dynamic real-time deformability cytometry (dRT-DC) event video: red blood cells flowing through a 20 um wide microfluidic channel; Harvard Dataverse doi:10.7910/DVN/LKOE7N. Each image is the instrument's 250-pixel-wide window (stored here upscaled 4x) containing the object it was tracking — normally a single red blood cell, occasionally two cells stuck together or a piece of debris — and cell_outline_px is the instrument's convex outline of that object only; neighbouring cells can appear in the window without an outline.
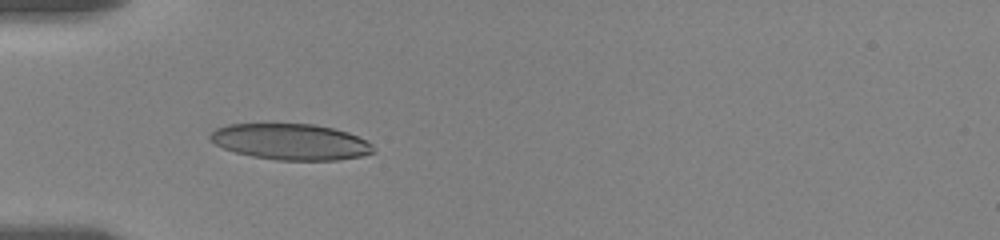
{"species": "human", "species_latin": "Homo sapiens", "temperature_condition": "room temperature", "stored_images_in_passage": 21, "camera_frame_rate_fps": 3000, "um_per_image_px": 0.085, "donor": {"sex": "female"}, "frame": {"image": 1, "passage_image": 1, "time_ms": 0.0, "image_size_px": [1000, 240], "cell_outline_px": [[376, 152], [360, 156], [336, 160], [276, 160], [252, 156], [236, 152], [224, 148], [208, 140], [208, 136], [216, 128], [228, 124], [312, 124], [332, 128], [348, 132], [372, 144]], "centroid_in_image_um": [24.69, 12.05], "position_along_channel_um": 60.3, "area_um2": 34.16}}
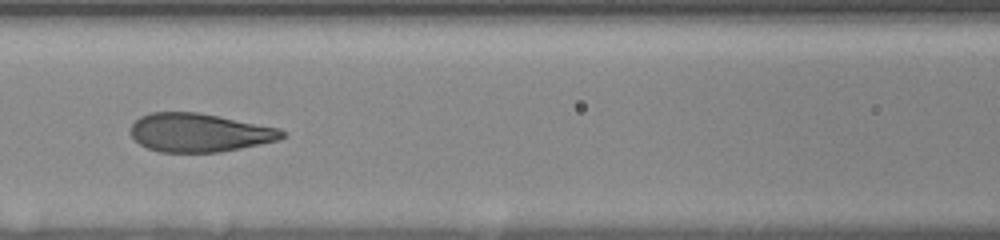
{"frame": {"image": 2, "passage_image": 13, "time_ms": 2.667, "image_size_px": [1000, 240], "cell_outline_px": [[284, 136], [280, 140], [220, 152], [160, 152], [148, 148], [140, 144], [132, 136], [132, 124], [140, 116], [148, 112], [200, 112], [280, 128], [284, 132]], "centroid_in_image_um": [16.95, 11.26], "position_along_channel_um": 149.6, "area_um2": 33.99}}
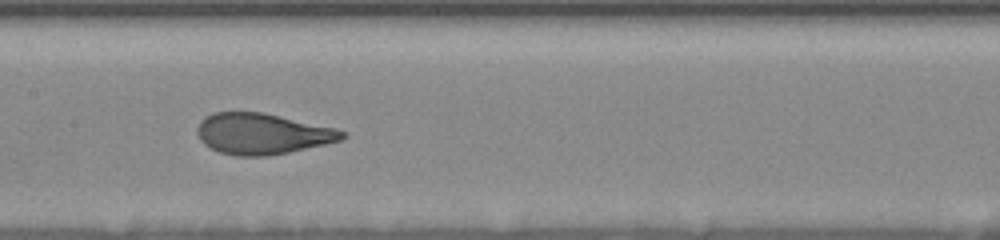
{"frame": {"image": 3, "passage_image": 20, "time_ms": 3.667, "image_size_px": [1000, 240], "cell_outline_px": [[348, 136], [340, 140], [324, 144], [288, 152], [264, 156], [236, 156], [220, 152], [204, 144], [200, 140], [196, 132], [196, 128], [200, 120], [212, 112], [260, 112], [336, 128], [344, 132]], "centroid_in_image_um": [22.25, 11.37], "position_along_channel_um": 185.2, "area_um2": 34.33}}